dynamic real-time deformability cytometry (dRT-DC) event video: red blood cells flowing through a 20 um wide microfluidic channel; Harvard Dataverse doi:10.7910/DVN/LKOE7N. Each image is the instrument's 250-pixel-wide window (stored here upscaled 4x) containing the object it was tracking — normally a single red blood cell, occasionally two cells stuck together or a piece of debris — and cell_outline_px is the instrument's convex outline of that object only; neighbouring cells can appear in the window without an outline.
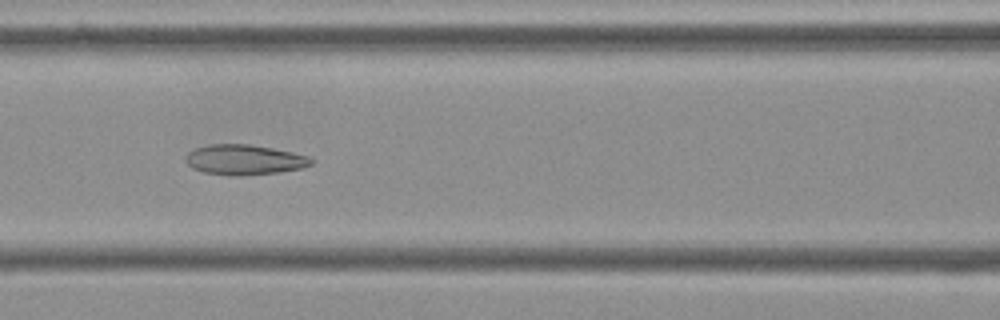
{"species": "Egyptian fruit bat (a non-hibernating species)", "species_latin": "Rousettus aegyptiacus", "temperature_condition": "cold", "stored_images_in_passage": 9, "camera_frame_rate_fps": 3000, "um_per_image_px": 0.085, "frame": {"image": 1, "passage_image": 7, "time_ms": 2.0, "image_size_px": [1000, 320], "cell_outline_px": [[316, 160], [312, 164], [304, 168], [280, 172], [236, 176], [204, 172], [192, 168], [184, 160], [184, 156], [188, 152], [196, 148], [208, 144], [248, 144], [272, 148], [292, 152], [308, 156]], "centroid_in_image_um": [20.78, 13.57], "position_along_channel_um": 145.8, "area_um2": 22.2}}
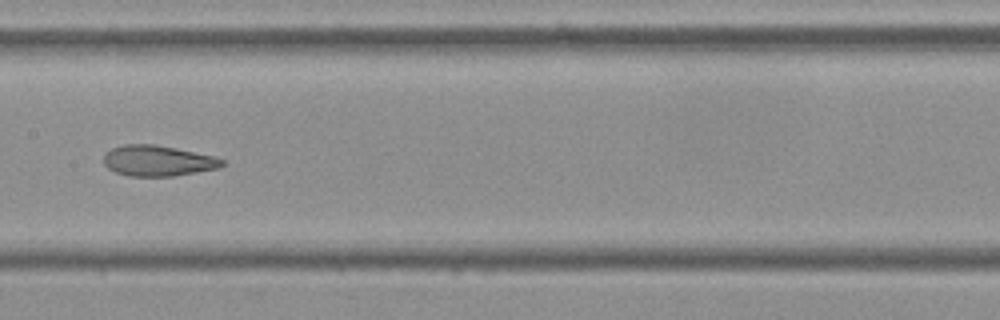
{"frame": {"image": 2, "passage_image": 8, "time_ms": 2.333, "image_size_px": [1000, 320], "cell_outline_px": [[224, 164], [216, 168], [196, 172], [172, 176], [128, 176], [116, 172], [108, 168], [104, 164], [104, 152], [112, 148], [124, 144], [152, 144], [176, 148], [212, 156], [224, 160]], "centroid_in_image_um": [13.36, 13.66], "position_along_channel_um": 194.0, "area_um2": 20.98}}
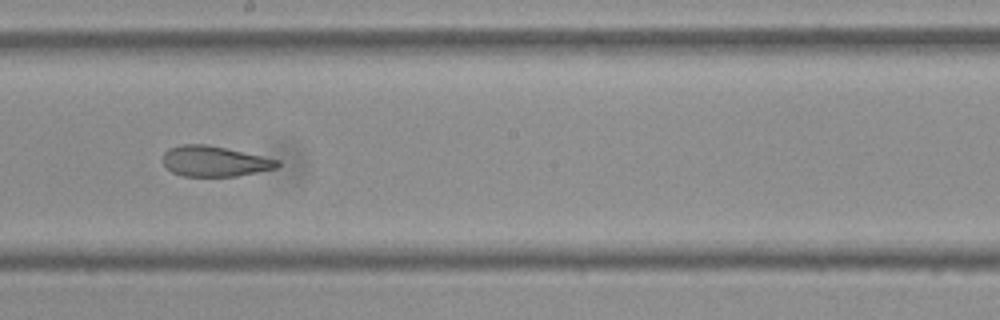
{"frame": {"image": 3, "passage_image": 9, "time_ms": 2.667, "image_size_px": [1000, 320], "cell_outline_px": [[280, 164], [276, 168], [236, 176], [184, 176], [172, 172], [164, 164], [164, 152], [168, 148], [180, 144], [208, 144], [280, 160]], "centroid_in_image_um": [18.23, 13.7], "position_along_channel_um": 230.0, "area_um2": 20.23}}